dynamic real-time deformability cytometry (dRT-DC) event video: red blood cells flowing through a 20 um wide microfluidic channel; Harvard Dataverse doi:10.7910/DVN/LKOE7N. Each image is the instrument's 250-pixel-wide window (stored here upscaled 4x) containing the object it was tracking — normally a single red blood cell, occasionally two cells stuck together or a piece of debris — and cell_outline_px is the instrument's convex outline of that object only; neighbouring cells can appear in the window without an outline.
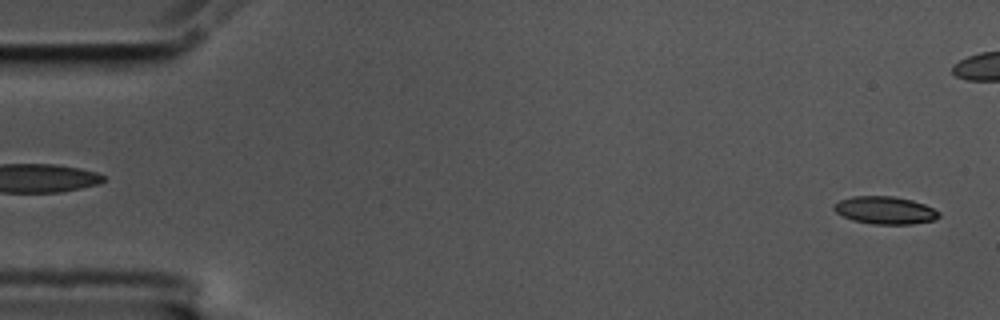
{"species": "common noctule bat (a hibernating species)", "species_latin": "Nyctalus noctula", "temperature_condition": "cold", "stored_images_in_passage": 48, "camera_frame_rate_fps": 3000, "um_per_image_px": 0.085, "animal": {"sex": "male", "body_mass_g": 17.5, "forearm_length_mm": 52.3}, "frame": {"image": 1, "passage_image": 2, "time_ms": 0.333, "image_size_px": [1000, 320], "cell_outline_px": [[940, 216], [936, 220], [912, 224], [872, 224], [852, 220], [836, 212], [832, 208], [840, 200], [852, 196], [892, 196], [912, 200], [924, 204], [940, 212]], "centroid_in_image_um": [75.25, 17.88], "position_along_channel_um": 9.7, "area_um2": 16.88}}
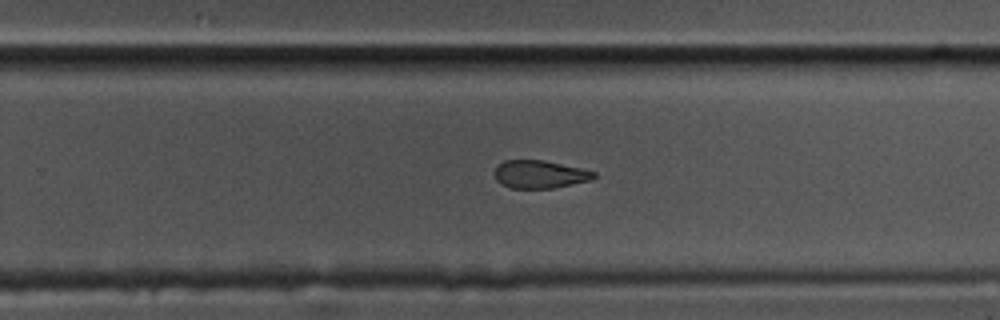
{"frame": {"image": 2, "passage_image": 37, "time_ms": 12.0, "image_size_px": [1000, 320], "cell_outline_px": [[596, 176], [592, 180], [556, 188], [512, 188], [500, 184], [496, 180], [496, 164], [504, 160], [544, 160], [580, 168], [596, 172]], "centroid_in_image_um": [45.89, 14.82], "position_along_channel_um": 283.9, "area_um2": 16.24}}
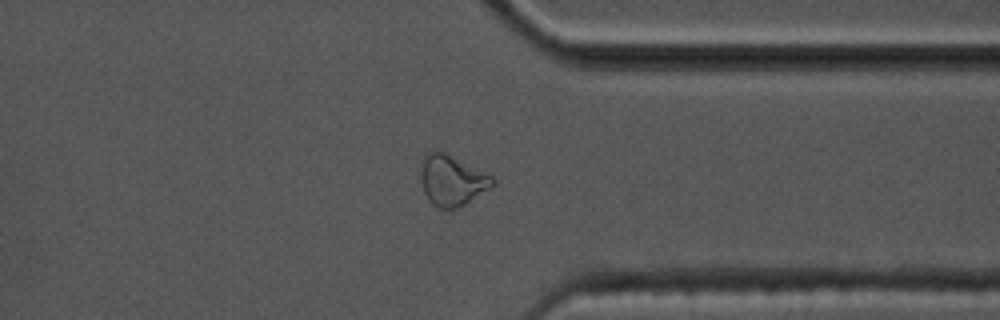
{"frame": {"image": 3, "passage_image": 45, "time_ms": 14.667, "image_size_px": [1000, 320], "cell_outline_px": [[496, 184], [464, 204], [456, 208], [440, 208], [432, 204], [424, 192], [420, 180], [420, 160], [428, 152], [444, 152], [492, 176], [496, 180]], "centroid_in_image_um": [38.38, 15.33], "position_along_channel_um": 373.0, "area_um2": 20.92}}